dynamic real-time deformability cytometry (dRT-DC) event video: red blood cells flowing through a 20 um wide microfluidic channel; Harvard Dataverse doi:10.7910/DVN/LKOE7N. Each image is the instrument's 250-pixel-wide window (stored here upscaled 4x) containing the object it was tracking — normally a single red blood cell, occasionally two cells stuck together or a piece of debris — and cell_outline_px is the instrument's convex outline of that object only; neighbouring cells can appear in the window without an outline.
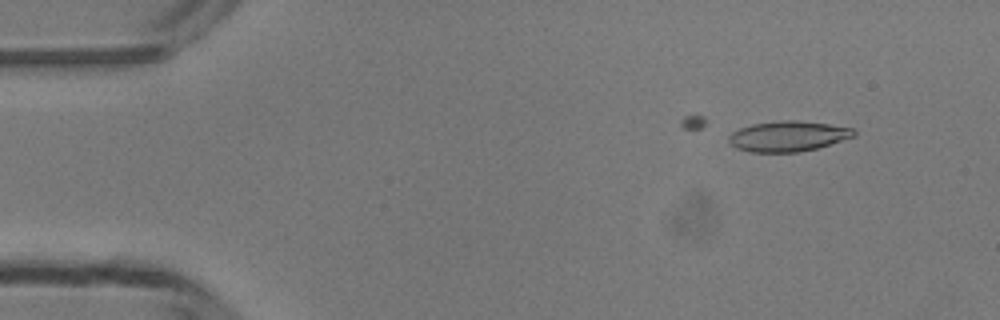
{"species": "common noctule bat (a hibernating species)", "species_latin": "Nyctalus noctula", "temperature_condition": "room temperature", "stored_images_in_passage": 15, "camera_frame_rate_fps": 3000, "um_per_image_px": 0.085, "animal": {"sex": "male", "body_mass_g": 13.3}, "frame": {"image": 1, "passage_image": 4, "time_ms": 1.0, "image_size_px": [1000, 320], "cell_outline_px": [[856, 136], [816, 148], [796, 152], [748, 152], [736, 148], [728, 140], [728, 136], [732, 132], [740, 128], [752, 124], [784, 120], [796, 120], [828, 124], [852, 128], [856, 132]], "centroid_in_image_um": [66.96, 11.58], "position_along_channel_um": 18.0, "area_um2": 22.02}}
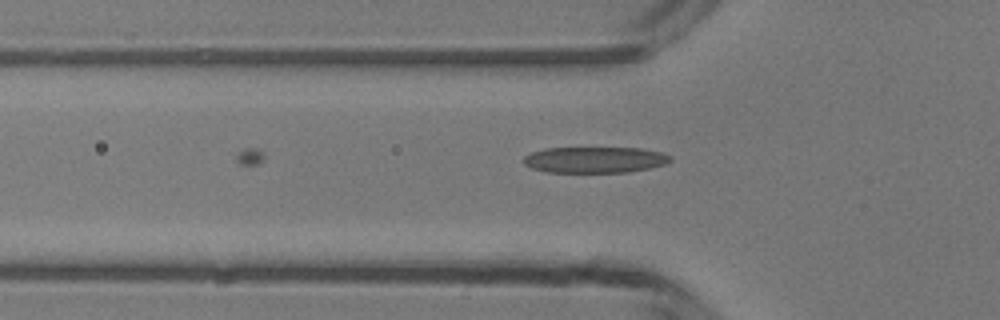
{"frame": {"image": 2, "passage_image": 15, "time_ms": 4.667, "image_size_px": [1000, 320], "cell_outline_px": [[672, 160], [664, 164], [648, 168], [628, 172], [544, 172], [532, 168], [524, 164], [524, 156], [532, 152], [544, 148], [640, 148], [664, 152], [672, 156]], "centroid_in_image_um": [50.57, 13.58], "position_along_channel_um": 75.2, "area_um2": 22.37}}